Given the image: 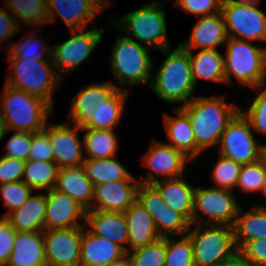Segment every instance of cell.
I'll use <instances>...</instances> for the list:
<instances>
[{
	"label": "cell",
	"mask_w": 266,
	"mask_h": 266,
	"mask_svg": "<svg viewBox=\"0 0 266 266\" xmlns=\"http://www.w3.org/2000/svg\"><path fill=\"white\" fill-rule=\"evenodd\" d=\"M139 180H118L94 186L95 209L105 212L124 213L137 199Z\"/></svg>",
	"instance_id": "ffe728a7"
},
{
	"label": "cell",
	"mask_w": 266,
	"mask_h": 266,
	"mask_svg": "<svg viewBox=\"0 0 266 266\" xmlns=\"http://www.w3.org/2000/svg\"><path fill=\"white\" fill-rule=\"evenodd\" d=\"M150 48L141 45L133 38H117L111 53V69L114 79L125 85L149 84L152 72Z\"/></svg>",
	"instance_id": "52a82bcc"
},
{
	"label": "cell",
	"mask_w": 266,
	"mask_h": 266,
	"mask_svg": "<svg viewBox=\"0 0 266 266\" xmlns=\"http://www.w3.org/2000/svg\"><path fill=\"white\" fill-rule=\"evenodd\" d=\"M127 252L132 266H164L166 260V237Z\"/></svg>",
	"instance_id": "8d00e7d4"
},
{
	"label": "cell",
	"mask_w": 266,
	"mask_h": 266,
	"mask_svg": "<svg viewBox=\"0 0 266 266\" xmlns=\"http://www.w3.org/2000/svg\"><path fill=\"white\" fill-rule=\"evenodd\" d=\"M176 241L170 236L166 237V260L164 266H195L190 239L183 235Z\"/></svg>",
	"instance_id": "f35d334b"
},
{
	"label": "cell",
	"mask_w": 266,
	"mask_h": 266,
	"mask_svg": "<svg viewBox=\"0 0 266 266\" xmlns=\"http://www.w3.org/2000/svg\"><path fill=\"white\" fill-rule=\"evenodd\" d=\"M5 266H47L43 231H17L13 252Z\"/></svg>",
	"instance_id": "d4e9b609"
},
{
	"label": "cell",
	"mask_w": 266,
	"mask_h": 266,
	"mask_svg": "<svg viewBox=\"0 0 266 266\" xmlns=\"http://www.w3.org/2000/svg\"><path fill=\"white\" fill-rule=\"evenodd\" d=\"M82 166L94 186L118 180H137L115 157L108 159H85Z\"/></svg>",
	"instance_id": "1f68e13d"
},
{
	"label": "cell",
	"mask_w": 266,
	"mask_h": 266,
	"mask_svg": "<svg viewBox=\"0 0 266 266\" xmlns=\"http://www.w3.org/2000/svg\"><path fill=\"white\" fill-rule=\"evenodd\" d=\"M224 69L226 83L232 75L245 86L261 89L266 83V48L251 44V41L228 37Z\"/></svg>",
	"instance_id": "277c9868"
},
{
	"label": "cell",
	"mask_w": 266,
	"mask_h": 266,
	"mask_svg": "<svg viewBox=\"0 0 266 266\" xmlns=\"http://www.w3.org/2000/svg\"><path fill=\"white\" fill-rule=\"evenodd\" d=\"M264 156L266 157V145H264Z\"/></svg>",
	"instance_id": "9f6ffc18"
},
{
	"label": "cell",
	"mask_w": 266,
	"mask_h": 266,
	"mask_svg": "<svg viewBox=\"0 0 266 266\" xmlns=\"http://www.w3.org/2000/svg\"><path fill=\"white\" fill-rule=\"evenodd\" d=\"M137 200L150 213L161 237L183 236L193 225L181 214L173 211L152 184L139 183Z\"/></svg>",
	"instance_id": "7c38bea8"
},
{
	"label": "cell",
	"mask_w": 266,
	"mask_h": 266,
	"mask_svg": "<svg viewBox=\"0 0 266 266\" xmlns=\"http://www.w3.org/2000/svg\"><path fill=\"white\" fill-rule=\"evenodd\" d=\"M177 117L164 115V126L171 143L170 146L182 151L193 160L202 151L196 146L195 136L189 117L179 108H176Z\"/></svg>",
	"instance_id": "f1b7e54d"
},
{
	"label": "cell",
	"mask_w": 266,
	"mask_h": 266,
	"mask_svg": "<svg viewBox=\"0 0 266 266\" xmlns=\"http://www.w3.org/2000/svg\"><path fill=\"white\" fill-rule=\"evenodd\" d=\"M179 108L189 117L196 146L201 151L217 145L228 124L241 111L226 104L223 96H196Z\"/></svg>",
	"instance_id": "6da1fadb"
},
{
	"label": "cell",
	"mask_w": 266,
	"mask_h": 266,
	"mask_svg": "<svg viewBox=\"0 0 266 266\" xmlns=\"http://www.w3.org/2000/svg\"><path fill=\"white\" fill-rule=\"evenodd\" d=\"M48 124V138L54 151V163L58 168L74 167L83 165L82 144L78 131L81 130L77 125Z\"/></svg>",
	"instance_id": "ac0fdd59"
},
{
	"label": "cell",
	"mask_w": 266,
	"mask_h": 266,
	"mask_svg": "<svg viewBox=\"0 0 266 266\" xmlns=\"http://www.w3.org/2000/svg\"><path fill=\"white\" fill-rule=\"evenodd\" d=\"M58 166L54 162L27 160L22 181L33 190H52L57 181Z\"/></svg>",
	"instance_id": "836d02e7"
},
{
	"label": "cell",
	"mask_w": 266,
	"mask_h": 266,
	"mask_svg": "<svg viewBox=\"0 0 266 266\" xmlns=\"http://www.w3.org/2000/svg\"><path fill=\"white\" fill-rule=\"evenodd\" d=\"M36 34L27 36V39L25 41L21 40V43L18 44H10V48L8 50V57H17L19 59H36L40 62H53L51 53L52 50L50 47H45L42 45L41 41H38L39 39H36ZM23 41V42H22ZM37 45V46H36ZM40 46V47H39ZM37 48L39 50H37ZM47 48V49H45ZM47 53V58L44 59L43 55ZM49 53V54H48Z\"/></svg>",
	"instance_id": "ab89813d"
},
{
	"label": "cell",
	"mask_w": 266,
	"mask_h": 266,
	"mask_svg": "<svg viewBox=\"0 0 266 266\" xmlns=\"http://www.w3.org/2000/svg\"><path fill=\"white\" fill-rule=\"evenodd\" d=\"M162 52L168 54V57L162 62L149 87L160 99L170 103H183L184 106L195 97L192 93L196 87L188 50L178 45L173 51L167 48Z\"/></svg>",
	"instance_id": "7a4b0ae2"
},
{
	"label": "cell",
	"mask_w": 266,
	"mask_h": 266,
	"mask_svg": "<svg viewBox=\"0 0 266 266\" xmlns=\"http://www.w3.org/2000/svg\"><path fill=\"white\" fill-rule=\"evenodd\" d=\"M238 255L250 266H266V238L246 242Z\"/></svg>",
	"instance_id": "bcb514c9"
},
{
	"label": "cell",
	"mask_w": 266,
	"mask_h": 266,
	"mask_svg": "<svg viewBox=\"0 0 266 266\" xmlns=\"http://www.w3.org/2000/svg\"><path fill=\"white\" fill-rule=\"evenodd\" d=\"M11 69L6 85L22 90L47 101L53 107V95L63 78L55 69L53 62H40L36 59L9 57ZM62 76V77H61Z\"/></svg>",
	"instance_id": "5b68a950"
},
{
	"label": "cell",
	"mask_w": 266,
	"mask_h": 266,
	"mask_svg": "<svg viewBox=\"0 0 266 266\" xmlns=\"http://www.w3.org/2000/svg\"><path fill=\"white\" fill-rule=\"evenodd\" d=\"M107 266H132V264H131V260L128 256V254H126L122 258H120L116 261H113L112 263L108 264Z\"/></svg>",
	"instance_id": "f5cc1de1"
},
{
	"label": "cell",
	"mask_w": 266,
	"mask_h": 266,
	"mask_svg": "<svg viewBox=\"0 0 266 266\" xmlns=\"http://www.w3.org/2000/svg\"><path fill=\"white\" fill-rule=\"evenodd\" d=\"M25 163L24 160L0 157V184L21 181Z\"/></svg>",
	"instance_id": "c3c4849f"
},
{
	"label": "cell",
	"mask_w": 266,
	"mask_h": 266,
	"mask_svg": "<svg viewBox=\"0 0 266 266\" xmlns=\"http://www.w3.org/2000/svg\"><path fill=\"white\" fill-rule=\"evenodd\" d=\"M47 266H80L82 227L43 231Z\"/></svg>",
	"instance_id": "4fadbf2b"
},
{
	"label": "cell",
	"mask_w": 266,
	"mask_h": 266,
	"mask_svg": "<svg viewBox=\"0 0 266 266\" xmlns=\"http://www.w3.org/2000/svg\"><path fill=\"white\" fill-rule=\"evenodd\" d=\"M128 230V244L132 249L153 243L161 238L150 213L136 199L124 212Z\"/></svg>",
	"instance_id": "cb8c5ba5"
},
{
	"label": "cell",
	"mask_w": 266,
	"mask_h": 266,
	"mask_svg": "<svg viewBox=\"0 0 266 266\" xmlns=\"http://www.w3.org/2000/svg\"><path fill=\"white\" fill-rule=\"evenodd\" d=\"M46 195H31L18 209L5 218L20 232H38L45 230Z\"/></svg>",
	"instance_id": "83f0119b"
},
{
	"label": "cell",
	"mask_w": 266,
	"mask_h": 266,
	"mask_svg": "<svg viewBox=\"0 0 266 266\" xmlns=\"http://www.w3.org/2000/svg\"><path fill=\"white\" fill-rule=\"evenodd\" d=\"M16 233L5 217L0 219V266L6 265L13 252Z\"/></svg>",
	"instance_id": "681fc988"
},
{
	"label": "cell",
	"mask_w": 266,
	"mask_h": 266,
	"mask_svg": "<svg viewBox=\"0 0 266 266\" xmlns=\"http://www.w3.org/2000/svg\"><path fill=\"white\" fill-rule=\"evenodd\" d=\"M8 133V130H6L4 119L2 117V114L0 113V140Z\"/></svg>",
	"instance_id": "db71d44e"
},
{
	"label": "cell",
	"mask_w": 266,
	"mask_h": 266,
	"mask_svg": "<svg viewBox=\"0 0 266 266\" xmlns=\"http://www.w3.org/2000/svg\"><path fill=\"white\" fill-rule=\"evenodd\" d=\"M162 199L173 211L181 213L191 224L193 215L194 190L180 177L161 179L152 184Z\"/></svg>",
	"instance_id": "484cf974"
},
{
	"label": "cell",
	"mask_w": 266,
	"mask_h": 266,
	"mask_svg": "<svg viewBox=\"0 0 266 266\" xmlns=\"http://www.w3.org/2000/svg\"><path fill=\"white\" fill-rule=\"evenodd\" d=\"M215 266H250V265L247 262H245L239 255H236L231 260L217 264Z\"/></svg>",
	"instance_id": "816d5d0a"
},
{
	"label": "cell",
	"mask_w": 266,
	"mask_h": 266,
	"mask_svg": "<svg viewBox=\"0 0 266 266\" xmlns=\"http://www.w3.org/2000/svg\"><path fill=\"white\" fill-rule=\"evenodd\" d=\"M232 192L231 190L217 188L216 185L207 189H202V187L195 188L192 225L202 224L198 219V215L201 212L206 216V226H233L240 205L237 204Z\"/></svg>",
	"instance_id": "30bf717a"
},
{
	"label": "cell",
	"mask_w": 266,
	"mask_h": 266,
	"mask_svg": "<svg viewBox=\"0 0 266 266\" xmlns=\"http://www.w3.org/2000/svg\"><path fill=\"white\" fill-rule=\"evenodd\" d=\"M46 203L45 230L82 227L78 218L85 222L86 209L64 192L47 191Z\"/></svg>",
	"instance_id": "d6986e66"
},
{
	"label": "cell",
	"mask_w": 266,
	"mask_h": 266,
	"mask_svg": "<svg viewBox=\"0 0 266 266\" xmlns=\"http://www.w3.org/2000/svg\"><path fill=\"white\" fill-rule=\"evenodd\" d=\"M160 6L159 1H152L138 10L127 13L120 19L118 28L127 33L126 37L132 39L134 36L141 42V45L150 49L156 48L162 51L170 48L167 39L166 16L164 8Z\"/></svg>",
	"instance_id": "ba28073f"
},
{
	"label": "cell",
	"mask_w": 266,
	"mask_h": 266,
	"mask_svg": "<svg viewBox=\"0 0 266 266\" xmlns=\"http://www.w3.org/2000/svg\"><path fill=\"white\" fill-rule=\"evenodd\" d=\"M85 223L93 228H88L92 234L115 242L122 246L126 252L129 251L121 244H128V230L124 213L86 210Z\"/></svg>",
	"instance_id": "4316f807"
},
{
	"label": "cell",
	"mask_w": 266,
	"mask_h": 266,
	"mask_svg": "<svg viewBox=\"0 0 266 266\" xmlns=\"http://www.w3.org/2000/svg\"><path fill=\"white\" fill-rule=\"evenodd\" d=\"M5 3L24 24L36 27L47 23L46 0H6Z\"/></svg>",
	"instance_id": "d590c367"
},
{
	"label": "cell",
	"mask_w": 266,
	"mask_h": 266,
	"mask_svg": "<svg viewBox=\"0 0 266 266\" xmlns=\"http://www.w3.org/2000/svg\"><path fill=\"white\" fill-rule=\"evenodd\" d=\"M232 227L237 250L246 242L266 238V206H252L248 212L240 207Z\"/></svg>",
	"instance_id": "f546056e"
},
{
	"label": "cell",
	"mask_w": 266,
	"mask_h": 266,
	"mask_svg": "<svg viewBox=\"0 0 266 266\" xmlns=\"http://www.w3.org/2000/svg\"><path fill=\"white\" fill-rule=\"evenodd\" d=\"M143 158V164L151 170L144 178L141 176L139 182L143 184L157 182L156 174L164 176L162 179L180 177L184 173L185 162L192 161L182 151L158 141L153 143Z\"/></svg>",
	"instance_id": "2e32d148"
},
{
	"label": "cell",
	"mask_w": 266,
	"mask_h": 266,
	"mask_svg": "<svg viewBox=\"0 0 266 266\" xmlns=\"http://www.w3.org/2000/svg\"><path fill=\"white\" fill-rule=\"evenodd\" d=\"M249 121L239 112L220 139V155L237 163L249 164L264 156V145L256 143Z\"/></svg>",
	"instance_id": "8fae6325"
},
{
	"label": "cell",
	"mask_w": 266,
	"mask_h": 266,
	"mask_svg": "<svg viewBox=\"0 0 266 266\" xmlns=\"http://www.w3.org/2000/svg\"><path fill=\"white\" fill-rule=\"evenodd\" d=\"M1 94L0 113L4 119L6 130L36 133L44 130L52 106L45 100L16 89L4 86Z\"/></svg>",
	"instance_id": "3957f363"
},
{
	"label": "cell",
	"mask_w": 266,
	"mask_h": 266,
	"mask_svg": "<svg viewBox=\"0 0 266 266\" xmlns=\"http://www.w3.org/2000/svg\"><path fill=\"white\" fill-rule=\"evenodd\" d=\"M222 2L223 0H176L175 5L189 14L208 16L221 12Z\"/></svg>",
	"instance_id": "7dc6e473"
},
{
	"label": "cell",
	"mask_w": 266,
	"mask_h": 266,
	"mask_svg": "<svg viewBox=\"0 0 266 266\" xmlns=\"http://www.w3.org/2000/svg\"><path fill=\"white\" fill-rule=\"evenodd\" d=\"M261 192L263 193L264 197L266 198V176L264 179V184H263Z\"/></svg>",
	"instance_id": "11a10c76"
},
{
	"label": "cell",
	"mask_w": 266,
	"mask_h": 266,
	"mask_svg": "<svg viewBox=\"0 0 266 266\" xmlns=\"http://www.w3.org/2000/svg\"><path fill=\"white\" fill-rule=\"evenodd\" d=\"M228 39L224 18L221 12L213 15L201 16L187 41L180 43L185 50L200 48L212 50L222 45Z\"/></svg>",
	"instance_id": "44dd1931"
},
{
	"label": "cell",
	"mask_w": 266,
	"mask_h": 266,
	"mask_svg": "<svg viewBox=\"0 0 266 266\" xmlns=\"http://www.w3.org/2000/svg\"><path fill=\"white\" fill-rule=\"evenodd\" d=\"M83 149L89 155L85 159H108L116 156L118 148L117 134L113 130L83 128Z\"/></svg>",
	"instance_id": "d6a6232c"
},
{
	"label": "cell",
	"mask_w": 266,
	"mask_h": 266,
	"mask_svg": "<svg viewBox=\"0 0 266 266\" xmlns=\"http://www.w3.org/2000/svg\"><path fill=\"white\" fill-rule=\"evenodd\" d=\"M74 29L72 36L65 42L55 47H51V57L55 69L60 73L73 71L86 60L96 46L101 42L102 30H97L93 26L92 30Z\"/></svg>",
	"instance_id": "5bb4252c"
},
{
	"label": "cell",
	"mask_w": 266,
	"mask_h": 266,
	"mask_svg": "<svg viewBox=\"0 0 266 266\" xmlns=\"http://www.w3.org/2000/svg\"><path fill=\"white\" fill-rule=\"evenodd\" d=\"M127 254L119 244L82 228L80 266H107Z\"/></svg>",
	"instance_id": "7402d4cb"
},
{
	"label": "cell",
	"mask_w": 266,
	"mask_h": 266,
	"mask_svg": "<svg viewBox=\"0 0 266 266\" xmlns=\"http://www.w3.org/2000/svg\"><path fill=\"white\" fill-rule=\"evenodd\" d=\"M188 54L195 86L198 78L214 81L218 84L226 83L224 57L217 49L199 50L194 55L192 50H188Z\"/></svg>",
	"instance_id": "4dcf8cb0"
},
{
	"label": "cell",
	"mask_w": 266,
	"mask_h": 266,
	"mask_svg": "<svg viewBox=\"0 0 266 266\" xmlns=\"http://www.w3.org/2000/svg\"><path fill=\"white\" fill-rule=\"evenodd\" d=\"M266 176V157L258 161L243 164L240 168L239 179L236 187H241L245 192L261 191Z\"/></svg>",
	"instance_id": "74e56055"
},
{
	"label": "cell",
	"mask_w": 266,
	"mask_h": 266,
	"mask_svg": "<svg viewBox=\"0 0 266 266\" xmlns=\"http://www.w3.org/2000/svg\"><path fill=\"white\" fill-rule=\"evenodd\" d=\"M241 164L220 155L212 171L217 188L233 190L237 186Z\"/></svg>",
	"instance_id": "60d3db41"
},
{
	"label": "cell",
	"mask_w": 266,
	"mask_h": 266,
	"mask_svg": "<svg viewBox=\"0 0 266 266\" xmlns=\"http://www.w3.org/2000/svg\"><path fill=\"white\" fill-rule=\"evenodd\" d=\"M195 225V229H189L187 233L195 266H215L238 255L232 226L209 225L203 228L202 224Z\"/></svg>",
	"instance_id": "8992f818"
},
{
	"label": "cell",
	"mask_w": 266,
	"mask_h": 266,
	"mask_svg": "<svg viewBox=\"0 0 266 266\" xmlns=\"http://www.w3.org/2000/svg\"><path fill=\"white\" fill-rule=\"evenodd\" d=\"M258 4L259 0H223L221 13L228 37L266 41V15Z\"/></svg>",
	"instance_id": "9c48e42d"
},
{
	"label": "cell",
	"mask_w": 266,
	"mask_h": 266,
	"mask_svg": "<svg viewBox=\"0 0 266 266\" xmlns=\"http://www.w3.org/2000/svg\"><path fill=\"white\" fill-rule=\"evenodd\" d=\"M129 91L117 89L97 112V129L114 130L119 124Z\"/></svg>",
	"instance_id": "e575fe53"
},
{
	"label": "cell",
	"mask_w": 266,
	"mask_h": 266,
	"mask_svg": "<svg viewBox=\"0 0 266 266\" xmlns=\"http://www.w3.org/2000/svg\"><path fill=\"white\" fill-rule=\"evenodd\" d=\"M32 188L26 185L22 180L11 183L0 184V194L5 207L9 211L3 215L6 217L9 213L20 208L32 195Z\"/></svg>",
	"instance_id": "b9f144b4"
},
{
	"label": "cell",
	"mask_w": 266,
	"mask_h": 266,
	"mask_svg": "<svg viewBox=\"0 0 266 266\" xmlns=\"http://www.w3.org/2000/svg\"><path fill=\"white\" fill-rule=\"evenodd\" d=\"M108 0H46L47 23L57 14L70 30L86 29Z\"/></svg>",
	"instance_id": "e0dca14e"
},
{
	"label": "cell",
	"mask_w": 266,
	"mask_h": 266,
	"mask_svg": "<svg viewBox=\"0 0 266 266\" xmlns=\"http://www.w3.org/2000/svg\"><path fill=\"white\" fill-rule=\"evenodd\" d=\"M123 89L112 82L91 84L81 89L72 99L69 119L79 128L97 129V112L101 104L117 90Z\"/></svg>",
	"instance_id": "9a60e30c"
},
{
	"label": "cell",
	"mask_w": 266,
	"mask_h": 266,
	"mask_svg": "<svg viewBox=\"0 0 266 266\" xmlns=\"http://www.w3.org/2000/svg\"><path fill=\"white\" fill-rule=\"evenodd\" d=\"M28 160L54 162V151L48 138V123L44 130L32 133Z\"/></svg>",
	"instance_id": "ee69618b"
},
{
	"label": "cell",
	"mask_w": 266,
	"mask_h": 266,
	"mask_svg": "<svg viewBox=\"0 0 266 266\" xmlns=\"http://www.w3.org/2000/svg\"><path fill=\"white\" fill-rule=\"evenodd\" d=\"M17 20L16 17L14 18L5 9L2 8L0 10V43L18 33L20 25Z\"/></svg>",
	"instance_id": "f907efd6"
},
{
	"label": "cell",
	"mask_w": 266,
	"mask_h": 266,
	"mask_svg": "<svg viewBox=\"0 0 266 266\" xmlns=\"http://www.w3.org/2000/svg\"><path fill=\"white\" fill-rule=\"evenodd\" d=\"M253 130L266 134V88L260 91L247 112L240 111Z\"/></svg>",
	"instance_id": "7bdbcfd3"
},
{
	"label": "cell",
	"mask_w": 266,
	"mask_h": 266,
	"mask_svg": "<svg viewBox=\"0 0 266 266\" xmlns=\"http://www.w3.org/2000/svg\"><path fill=\"white\" fill-rule=\"evenodd\" d=\"M54 189L68 194L86 210L93 209L90 200H93L94 185L82 165L60 168Z\"/></svg>",
	"instance_id": "603a6c76"
},
{
	"label": "cell",
	"mask_w": 266,
	"mask_h": 266,
	"mask_svg": "<svg viewBox=\"0 0 266 266\" xmlns=\"http://www.w3.org/2000/svg\"><path fill=\"white\" fill-rule=\"evenodd\" d=\"M31 144L32 133L16 132L7 141L4 157L27 161Z\"/></svg>",
	"instance_id": "f6af8a7d"
}]
</instances>
